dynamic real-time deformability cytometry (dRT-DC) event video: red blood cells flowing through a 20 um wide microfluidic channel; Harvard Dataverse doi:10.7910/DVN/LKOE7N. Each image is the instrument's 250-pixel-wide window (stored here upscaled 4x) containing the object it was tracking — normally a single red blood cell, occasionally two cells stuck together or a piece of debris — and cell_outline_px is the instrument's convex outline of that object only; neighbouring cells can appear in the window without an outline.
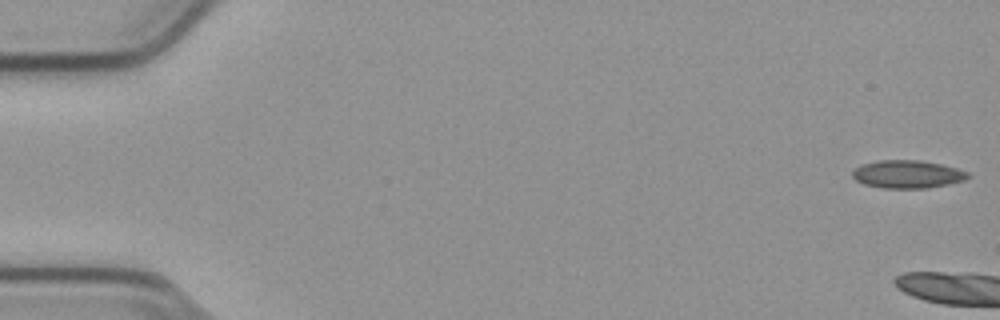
{"species": "common noctule bat (a hibernating species)", "species_latin": "Nyctalus noctula", "temperature_condition": "cold", "stored_images_in_passage": 5, "camera_frame_rate_fps": 3000, "um_per_image_px": 0.085, "animal": {"sex": "male", "body_mass_g": 23.1, "forearm_length_mm": 52.7}, "frame": {"image": 1, "passage_image": 1, "time_ms": 0.0, "image_size_px": [1000, 320], "cell_outline_px": [[972, 176], [964, 180], [948, 184], [928, 188], [884, 188], [864, 184], [856, 180], [852, 176], [852, 172], [860, 164], [880, 160], [920, 160], [940, 164], [956, 168], [968, 172]], "centroid_in_image_um": [77.14, 14.81], "position_along_channel_um": 7.9, "area_um2": 18.79}}